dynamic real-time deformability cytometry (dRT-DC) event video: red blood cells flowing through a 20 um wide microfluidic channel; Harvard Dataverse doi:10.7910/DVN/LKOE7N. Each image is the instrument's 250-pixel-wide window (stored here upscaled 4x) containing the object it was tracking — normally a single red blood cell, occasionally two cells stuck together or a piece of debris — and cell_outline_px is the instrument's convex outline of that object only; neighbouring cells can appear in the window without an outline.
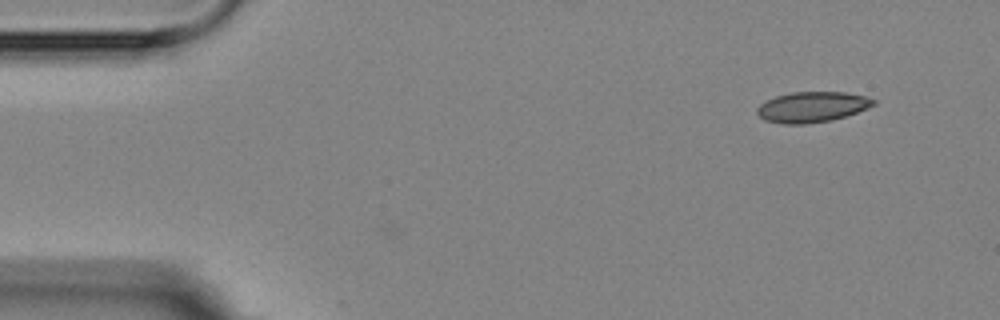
{"species": "Egyptian fruit bat (a non-hibernating species)", "species_latin": "Rousettus aegyptiacus", "temperature_condition": "room temperature", "stored_images_in_passage": 3, "camera_frame_rate_fps": 3000, "um_per_image_px": 0.085, "animal": {"sex": "female"}, "frame": {"image": 1, "passage_image": 3, "time_ms": 2.333, "image_size_px": [1000, 320], "cell_outline_px": [[876, 104], [868, 108], [832, 120], [804, 124], [780, 124], [764, 120], [756, 112], [756, 108], [760, 104], [776, 96], [792, 92], [844, 92], [864, 96], [876, 100]], "centroid_in_image_um": [69.01, 9.1], "position_along_channel_um": 16.0, "area_um2": 20.63}}